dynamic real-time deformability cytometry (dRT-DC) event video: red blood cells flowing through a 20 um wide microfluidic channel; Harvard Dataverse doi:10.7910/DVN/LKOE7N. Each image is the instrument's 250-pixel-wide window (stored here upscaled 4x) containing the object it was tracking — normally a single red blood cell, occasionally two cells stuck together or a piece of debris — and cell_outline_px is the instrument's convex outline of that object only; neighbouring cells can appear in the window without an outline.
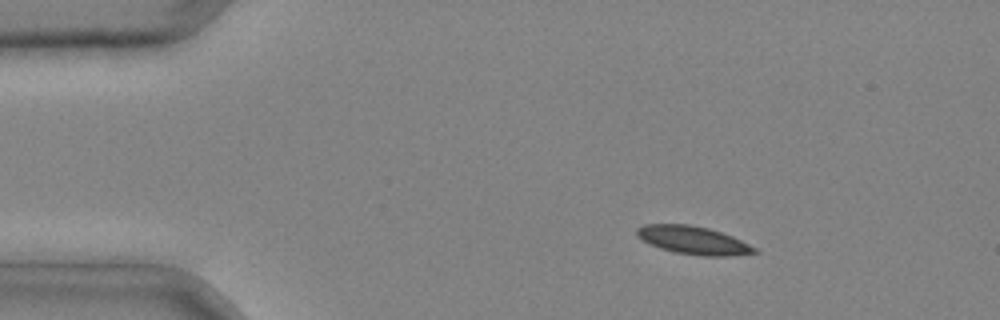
{"species": "common noctule bat (a hibernating species)", "species_latin": "Nyctalus noctula", "temperature_condition": "cold", "stored_images_in_passage": 3, "camera_frame_rate_fps": 3000, "um_per_image_px": 0.085, "animal": {"sex": "male", "body_mass_g": 20.4}, "frame": {"image": 1, "passage_image": 1, "time_ms": 0.0, "image_size_px": [1000, 320], "cell_outline_px": [[760, 252], [732, 256], [704, 256], [676, 252], [660, 248], [636, 236], [636, 228], [644, 224], [688, 224], [708, 228], [732, 236], [756, 248]], "centroid_in_image_um": [58.93, 20.42], "position_along_channel_um": 26.1, "area_um2": 19.07}}